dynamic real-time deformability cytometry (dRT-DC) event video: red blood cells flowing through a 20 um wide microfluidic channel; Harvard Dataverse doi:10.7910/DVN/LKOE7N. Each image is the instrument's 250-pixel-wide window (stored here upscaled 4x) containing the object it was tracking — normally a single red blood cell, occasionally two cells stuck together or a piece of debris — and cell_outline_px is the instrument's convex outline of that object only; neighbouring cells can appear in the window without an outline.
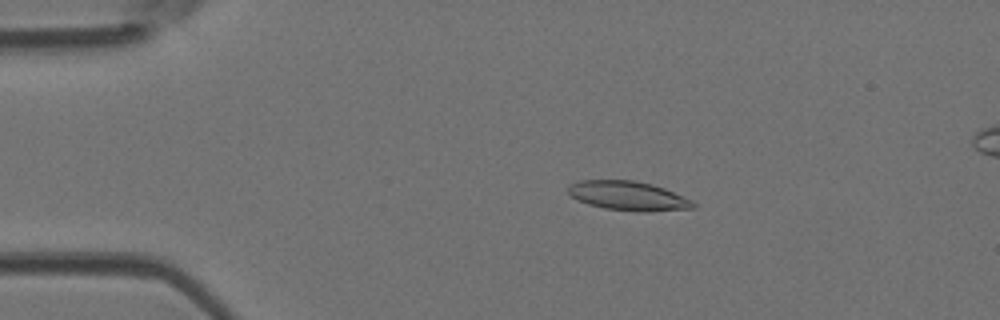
{"species": "Egyptian fruit bat (a non-hibernating species)", "species_latin": "Rousettus aegyptiacus", "temperature_condition": "room temperature", "stored_images_in_passage": 49, "camera_frame_rate_fps": 3000, "um_per_image_px": 0.085, "animal": {"sex": "female"}, "frame": {"image": 1, "passage_image": 10, "time_ms": 3.0, "image_size_px": [1000, 320], "cell_outline_px": [[696, 208], [648, 212], [636, 212], [604, 208], [588, 204], [572, 196], [568, 192], [568, 184], [580, 180], [632, 180], [652, 184], [664, 188], [692, 200], [696, 204]], "centroid_in_image_um": [53.41, 16.65], "position_along_channel_um": 31.6, "area_um2": 21.39}}
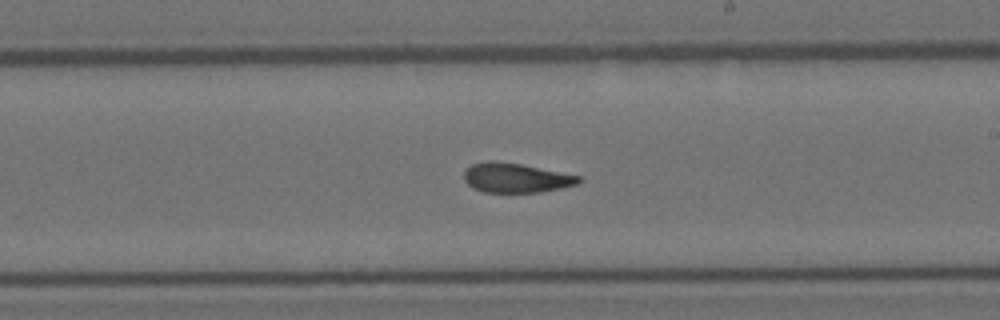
{"frame": {"image": 2, "passage_image": 29, "time_ms": 9.333, "image_size_px": [1000, 320], "cell_outline_px": [[584, 180], [580, 184], [540, 192], [484, 192], [472, 188], [464, 180], [464, 172], [472, 164], [488, 160], [492, 160], [520, 164], [580, 176]], "centroid_in_image_um": [43.86, 15.12], "position_along_channel_um": 245.1, "area_um2": 19.71}}
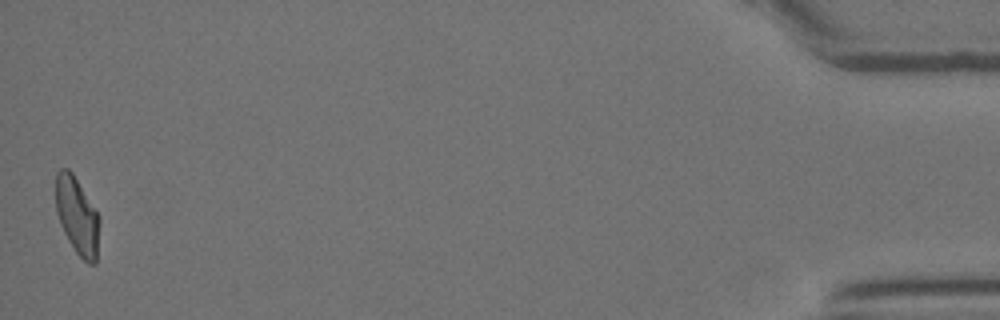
{"frame": {"image": 3, "passage_image": 49, "time_ms": 16.0, "image_size_px": [1000, 320], "cell_outline_px": [[100, 220], [96, 264], [88, 264], [76, 252], [68, 240], [60, 224], [56, 212], [56, 172], [60, 168], [68, 168], [72, 172], [100, 216]], "centroid_in_image_um": [6.56, 18.35], "position_along_channel_um": 428.6, "area_um2": 19.77}, "authors_computed_cell_mechanics": {"area_um2": 20.6346, "velocity_mm_per_s": 4.1422, "shape_relaxation_time_tau1_ms": null, "shape_relaxation_time_tau2_ms": 1.3064, "deformation_change_tau1": null, "deformation_change_tau2": 0.0796}}